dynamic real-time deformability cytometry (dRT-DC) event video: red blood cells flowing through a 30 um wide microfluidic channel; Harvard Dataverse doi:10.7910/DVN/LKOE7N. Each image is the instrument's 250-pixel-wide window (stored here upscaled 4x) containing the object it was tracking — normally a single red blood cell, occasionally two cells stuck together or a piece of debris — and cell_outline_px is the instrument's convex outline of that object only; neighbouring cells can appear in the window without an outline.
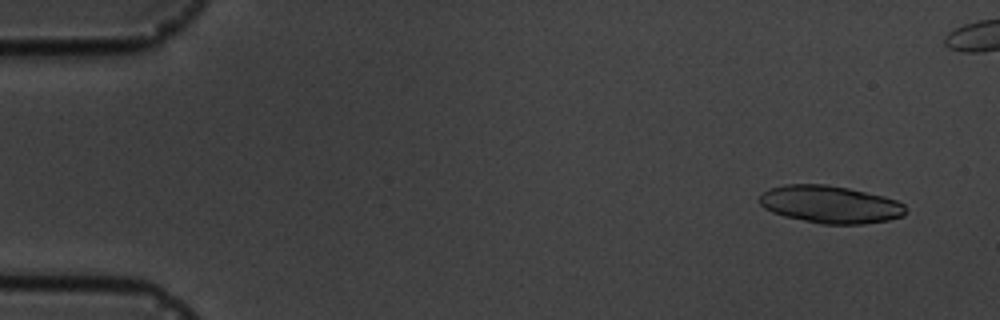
{"species": "common noctule bat (a hibernating species)", "species_latin": "Nyctalus noctula", "temperature_condition": "cold", "stored_images_in_passage": 6, "camera_frame_rate_fps": 3000, "um_per_image_px": 0.085, "animal": {"sex": "male", "body_mass_g": 19.5, "forearm_length_mm": 54.6}, "frame": {"image": 1, "passage_image": 1, "time_ms": 0.0, "image_size_px": [1000, 320], "cell_outline_px": [[908, 212], [904, 216], [888, 220], [864, 224], [820, 224], [784, 216], [772, 212], [764, 208], [760, 204], [760, 196], [768, 188], [784, 184], [824, 184], [848, 188], [884, 196], [896, 200], [904, 204]], "centroid_in_image_um": [70.58, 17.38], "position_along_channel_um": 14.4, "area_um2": 32.14}}